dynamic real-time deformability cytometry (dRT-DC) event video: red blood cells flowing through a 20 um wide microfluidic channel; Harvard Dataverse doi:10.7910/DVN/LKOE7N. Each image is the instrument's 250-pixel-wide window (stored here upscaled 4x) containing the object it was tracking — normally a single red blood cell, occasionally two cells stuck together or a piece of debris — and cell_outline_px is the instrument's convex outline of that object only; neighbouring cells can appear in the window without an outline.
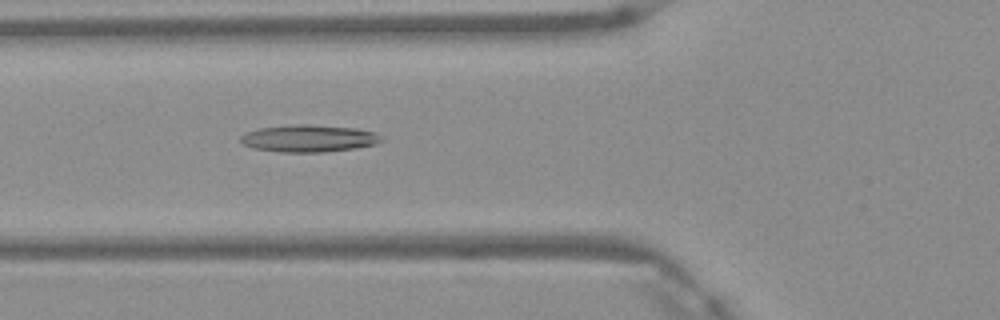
{"species": "Egyptian fruit bat (a non-hibernating species)", "species_latin": "Rousettus aegyptiacus", "temperature_condition": "warm", "stored_images_in_passage": 5, "camera_frame_rate_fps": 3000, "um_per_image_px": 0.085, "frame": {"image": 1, "passage_image": 5, "time_ms": 1.333, "image_size_px": [1000, 320], "cell_outline_px": [[384, 140], [376, 144], [356, 148], [324, 152], [280, 152], [252, 148], [244, 144], [240, 140], [240, 136], [244, 132], [260, 128], [292, 124], [312, 124], [356, 128], [372, 132], [380, 136]], "centroid_in_image_um": [26.22, 11.76], "position_along_channel_um": 99.6, "area_um2": 22.43}}